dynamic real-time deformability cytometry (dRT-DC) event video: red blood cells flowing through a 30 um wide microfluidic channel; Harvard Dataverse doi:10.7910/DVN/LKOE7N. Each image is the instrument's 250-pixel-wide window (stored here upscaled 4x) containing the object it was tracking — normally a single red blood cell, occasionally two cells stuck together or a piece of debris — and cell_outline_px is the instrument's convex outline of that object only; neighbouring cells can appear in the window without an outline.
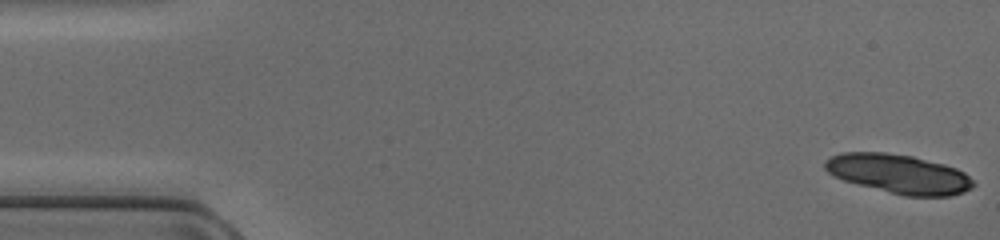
{"species": "common noctule bat (a hibernating species)", "species_latin": "Nyctalus noctula", "temperature_condition": "cold", "stored_images_in_passage": 37, "camera_frame_rate_fps": 3000, "um_per_image_px": 0.085, "animal": {"sex": "female", "body_mass_g": 17.0, "forearm_length_mm": 48.0}, "frame": {"image": 1, "passage_image": 1, "time_ms": 0.0, "image_size_px": [1000, 240], "cell_outline_px": [[976, 184], [972, 188], [964, 192], [948, 196], [904, 196], [844, 180], [832, 176], [824, 168], [824, 160], [840, 152], [884, 152], [912, 156], [944, 164], [956, 168], [964, 172]], "centroid_in_image_um": [76.39, 14.77], "position_along_channel_um": 8.6, "area_um2": 33.81}}
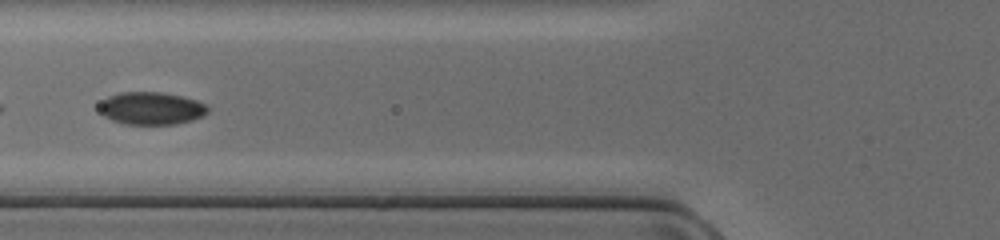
{"frame": {"image": 2, "passage_image": 19, "time_ms": 6.0, "image_size_px": [1000, 240], "cell_outline_px": [[208, 112], [204, 116], [192, 120], [176, 124], [124, 124], [112, 120], [104, 116], [100, 112], [100, 104], [108, 96], [120, 92], [160, 92], [180, 96], [196, 100], [204, 104], [208, 108]], "centroid_in_image_um": [12.86, 9.21], "position_along_channel_um": 112.9, "area_um2": 20.52}}